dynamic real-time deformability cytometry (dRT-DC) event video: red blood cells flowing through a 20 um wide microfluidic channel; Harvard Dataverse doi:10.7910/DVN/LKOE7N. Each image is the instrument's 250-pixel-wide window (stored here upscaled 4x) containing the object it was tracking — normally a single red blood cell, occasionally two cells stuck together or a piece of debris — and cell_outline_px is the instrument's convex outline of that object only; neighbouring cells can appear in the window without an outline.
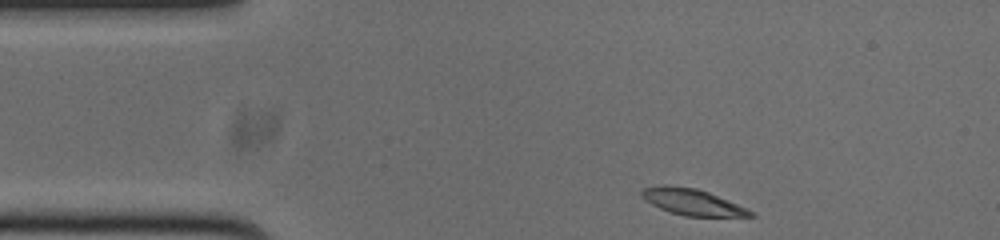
{"species": "common noctule bat (a hibernating species)", "species_latin": "Nyctalus noctula", "temperature_condition": "cold", "stored_images_in_passage": 46, "camera_frame_rate_fps": 3000, "um_per_image_px": 0.085, "animal": {"sex": "male", "body_mass_g": 20.0, "forearm_length_mm": 53.3}, "frame": {"image": 1, "passage_image": 1, "time_ms": 0.0, "image_size_px": [1000, 240], "cell_outline_px": [[756, 216], [684, 216], [660, 208], [644, 200], [640, 196], [640, 192], [644, 188], [664, 184], [696, 188], [708, 192], [728, 200], [756, 212]], "centroid_in_image_um": [58.84, 17.16], "position_along_channel_um": 26.2, "area_um2": 16.59}}
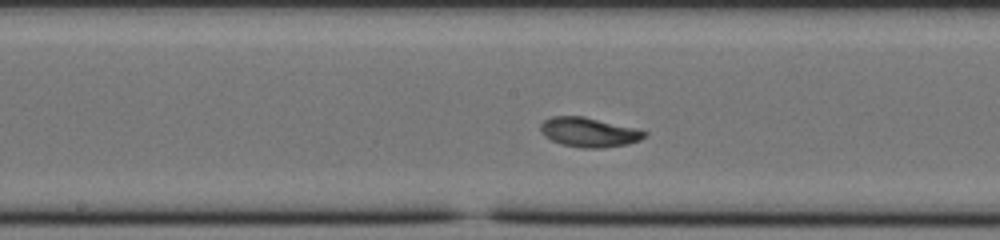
{"frame": {"image": 2, "passage_image": 19, "time_ms": 6.0, "image_size_px": [1000, 240], "cell_outline_px": [[648, 136], [640, 140], [628, 144], [600, 148], [580, 148], [560, 144], [544, 136], [540, 132], [540, 124], [544, 120], [552, 116], [584, 116], [636, 128], [648, 132]], "centroid_in_image_um": [50.06, 11.24], "position_along_channel_um": 198.1, "area_um2": 18.09}}
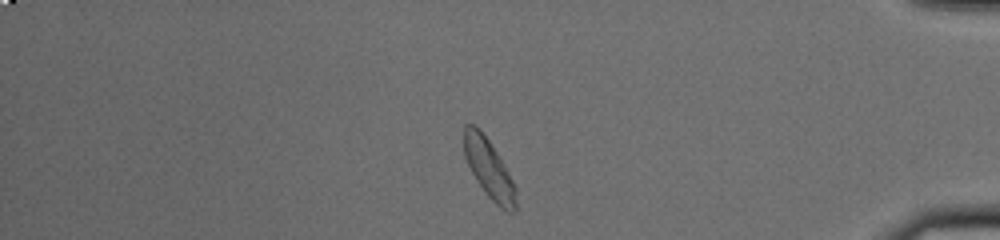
{"frame": {"image": 3, "passage_image": 38, "time_ms": 12.333, "image_size_px": [1000, 240], "cell_outline_px": [[516, 212], [508, 212], [500, 208], [488, 196], [476, 180], [464, 156], [464, 124], [472, 124], [488, 140], [504, 164], [516, 188]], "centroid_in_image_um": [41.57, 14.39], "position_along_channel_um": 393.6, "area_um2": 17.51}, "authors_computed_cell_mechanics": {"area_um2": 17.6868, "velocity_mm_per_s": 3.7107, "shape_relaxation_time_tau1_ms": 2.3023, "shape_relaxation_time_tau2_ms": null, "deformation_change_tau1": 0.139, "deformation_change_tau2": null}}